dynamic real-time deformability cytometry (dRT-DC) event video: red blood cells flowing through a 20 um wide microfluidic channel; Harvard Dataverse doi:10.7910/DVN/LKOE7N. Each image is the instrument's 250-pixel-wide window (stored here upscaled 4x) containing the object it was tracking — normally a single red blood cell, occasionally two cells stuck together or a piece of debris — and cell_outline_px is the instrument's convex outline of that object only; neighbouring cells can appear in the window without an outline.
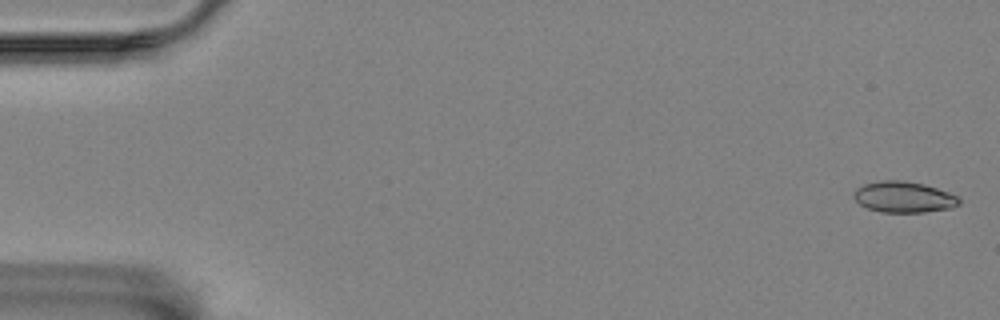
{"species": "Egyptian fruit bat (a non-hibernating species)", "species_latin": "Rousettus aegyptiacus", "temperature_condition": "room temperature", "stored_images_in_passage": 58, "camera_frame_rate_fps": 3000, "um_per_image_px": 0.085, "animal": {"sex": "female"}, "frame": {"image": 1, "passage_image": 2, "time_ms": 0.333, "image_size_px": [1000, 320], "cell_outline_px": [[960, 204], [952, 208], [924, 212], [880, 212], [868, 208], [860, 204], [852, 196], [852, 192], [856, 188], [864, 184], [884, 180], [904, 180], [924, 184], [960, 196]], "centroid_in_image_um": [76.83, 16.74], "position_along_channel_um": 8.2, "area_um2": 19.19}}
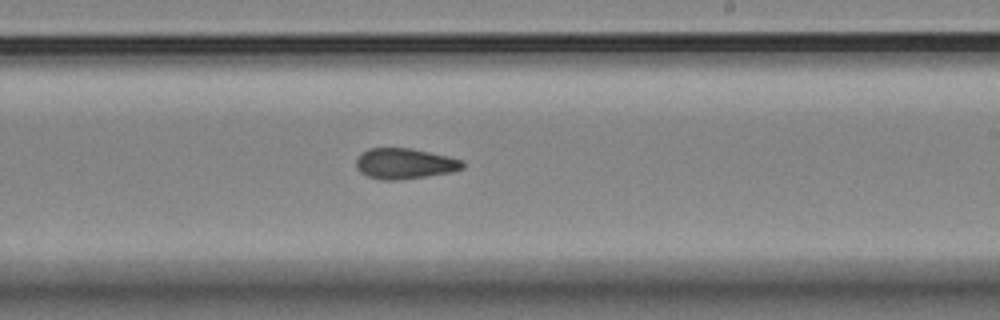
{"frame": {"image": 2, "passage_image": 35, "time_ms": 11.333, "image_size_px": [1000, 320], "cell_outline_px": [[464, 168], [452, 172], [396, 180], [380, 180], [368, 176], [360, 172], [356, 168], [356, 160], [368, 148], [408, 148], [448, 156], [464, 160]], "centroid_in_image_um": [34.41, 13.91], "position_along_channel_um": 254.6, "area_um2": 18.84}}
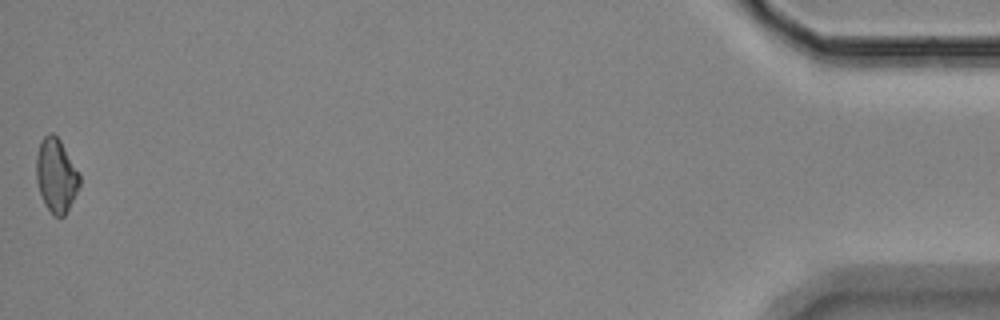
{"frame": {"image": 3, "passage_image": 58, "time_ms": 19.0, "image_size_px": [1000, 320], "cell_outline_px": [[80, 184], [64, 216], [52, 216], [44, 204], [36, 180], [36, 156], [40, 140], [48, 132], [52, 132], [60, 140], [80, 176]], "centroid_in_image_um": [4.74, 14.9], "position_along_channel_um": 430.5, "area_um2": 18.44}, "authors_computed_cell_mechanics": {"area_um2": 18.8428, "velocity_mm_per_s": 3.4868, "shape_relaxation_time_tau1_ms": null, "shape_relaxation_time_tau2_ms": 4.4359, "deformation_change_tau1": null, "deformation_change_tau2": 0.0955}}